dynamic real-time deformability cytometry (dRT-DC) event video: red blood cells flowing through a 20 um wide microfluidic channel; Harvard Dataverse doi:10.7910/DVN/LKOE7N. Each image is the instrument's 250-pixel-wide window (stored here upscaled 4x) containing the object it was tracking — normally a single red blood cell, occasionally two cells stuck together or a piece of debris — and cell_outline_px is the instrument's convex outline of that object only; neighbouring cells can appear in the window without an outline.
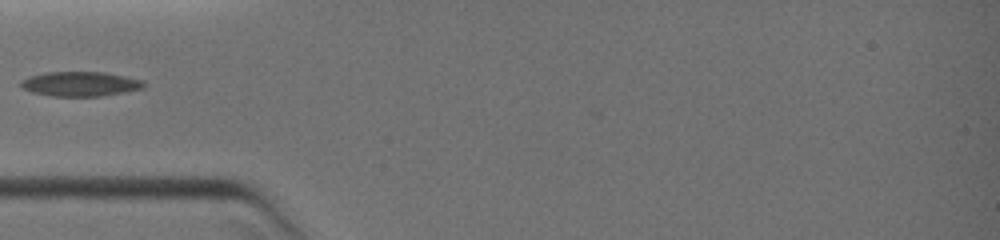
{"species": "common noctule bat (a hibernating species)", "species_latin": "Nyctalus noctula", "temperature_condition": "warm", "stored_images_in_passage": 6, "segment_of_instrument_passage": [2, 2], "camera_frame_rate_fps": 3000, "um_per_image_px": 0.085, "animal": {"sex": "female", "body_mass_g": 19.0, "forearm_length_mm": 51.5}, "frame": {"image": 1, "passage_image": 6, "time_ms": 3.667, "image_size_px": [1000, 240], "cell_outline_px": [[148, 84], [144, 88], [124, 92], [100, 96], [52, 96], [32, 92], [20, 88], [20, 80], [28, 76], [44, 72], [104, 72], [144, 80]], "centroid_in_image_um": [6.81, 7.13], "position_along_channel_um": 78.2, "area_um2": 17.86}}